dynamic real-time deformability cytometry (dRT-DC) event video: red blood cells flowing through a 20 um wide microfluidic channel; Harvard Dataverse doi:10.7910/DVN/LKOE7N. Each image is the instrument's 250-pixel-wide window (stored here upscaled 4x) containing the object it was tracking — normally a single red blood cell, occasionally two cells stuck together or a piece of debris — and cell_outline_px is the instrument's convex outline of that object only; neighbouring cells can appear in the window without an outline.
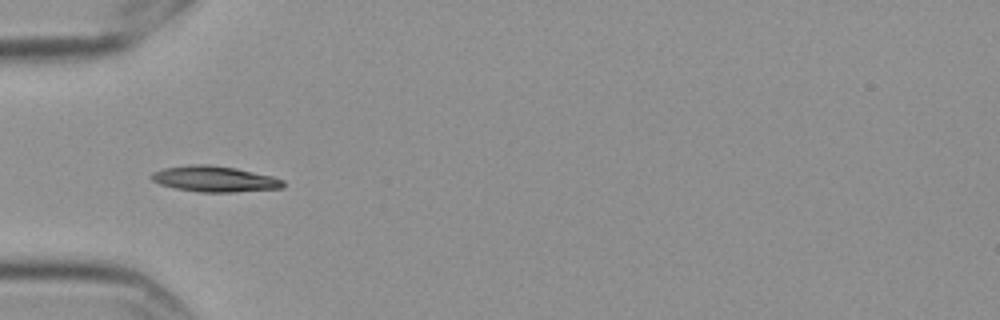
{"species": "Egyptian fruit bat (a non-hibernating species)", "species_latin": "Rousettus aegyptiacus", "temperature_condition": "cold", "stored_images_in_passage": 9, "camera_frame_rate_fps": 3000, "um_per_image_px": 0.085, "frame": {"image": 1, "passage_image": 1, "time_ms": 0.0, "image_size_px": [1000, 320], "cell_outline_px": [[284, 188], [232, 192], [200, 192], [176, 188], [160, 184], [152, 180], [152, 172], [164, 168], [192, 164], [208, 164], [236, 168], [272, 176], [284, 180]], "centroid_in_image_um": [18.26, 15.21], "position_along_channel_um": 66.7, "area_um2": 19.71}}
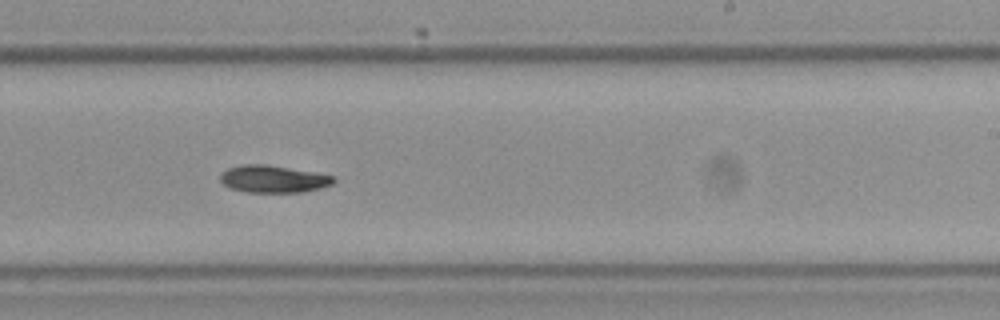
{"frame": {"image": 2, "passage_image": 6, "time_ms": 1.667, "image_size_px": [1000, 320], "cell_outline_px": [[336, 180], [332, 184], [320, 188], [304, 192], [248, 192], [228, 188], [220, 180], [220, 172], [228, 168], [244, 164], [268, 164], [316, 172], [336, 176]], "centroid_in_image_um": [23.24, 15.2], "position_along_channel_um": 265.8, "area_um2": 18.26}}
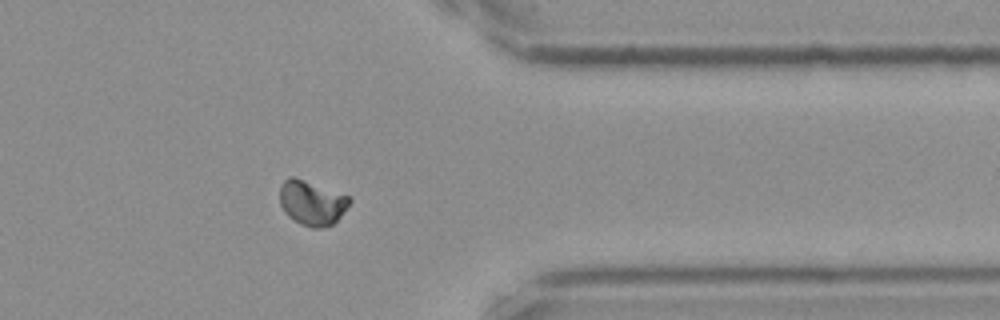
{"frame": {"image": 3, "passage_image": 9, "time_ms": 2.667, "image_size_px": [1000, 320], "cell_outline_px": [[352, 200], [340, 216], [332, 224], [324, 228], [312, 228], [300, 224], [292, 220], [284, 212], [280, 204], [280, 188], [284, 180], [288, 176], [292, 176], [304, 180], [348, 196]], "centroid_in_image_um": [26.47, 17.26], "position_along_channel_um": 384.9, "area_um2": 18.03}}